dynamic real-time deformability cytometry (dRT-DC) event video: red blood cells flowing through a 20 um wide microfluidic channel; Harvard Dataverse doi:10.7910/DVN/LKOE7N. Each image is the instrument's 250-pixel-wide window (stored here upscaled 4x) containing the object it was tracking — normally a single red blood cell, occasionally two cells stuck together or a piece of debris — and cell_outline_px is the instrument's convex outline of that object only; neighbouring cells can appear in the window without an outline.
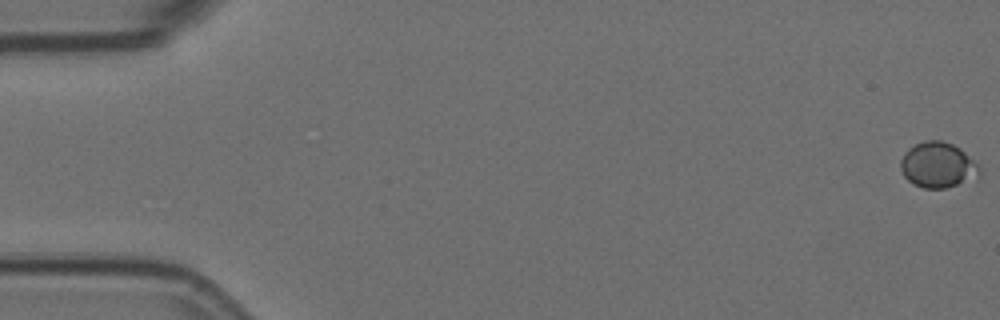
{"species": "Egyptian fruit bat (a non-hibernating species)", "species_latin": "Rousettus aegyptiacus", "temperature_condition": "room temperature", "stored_images_in_passage": 57, "camera_frame_rate_fps": 3000, "um_per_image_px": 0.085, "animal": {"sex": "female"}, "frame": {"image": 1, "passage_image": 1, "time_ms": 0.0, "image_size_px": [1000, 320], "cell_outline_px": [[980, 172], [976, 180], [944, 188], [924, 188], [908, 180], [904, 176], [900, 168], [900, 160], [904, 152], [908, 148], [924, 140], [940, 140], [952, 144], [960, 148], [980, 168]], "centroid_in_image_um": [79.71, 14.03], "position_along_channel_um": 5.3, "area_um2": 20.92}}
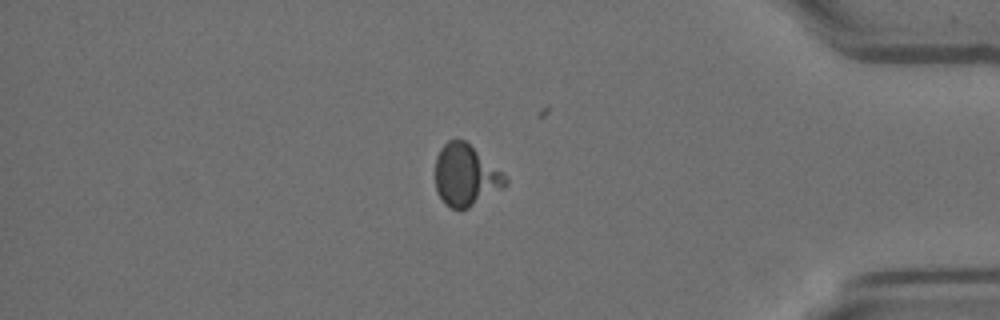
{"frame": {"image": 2, "passage_image": 49, "time_ms": 16.0, "image_size_px": [1000, 320], "cell_outline_px": [[508, 184], [468, 208], [460, 212], [444, 204], [436, 192], [436, 156], [440, 148], [448, 140], [464, 140], [504, 172], [508, 180]], "centroid_in_image_um": [39.57, 14.92], "position_along_channel_um": 395.6, "area_um2": 25.2}}
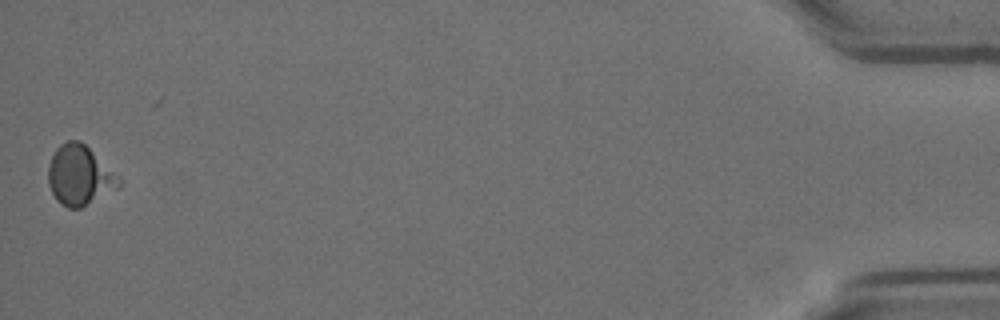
{"frame": {"image": 3, "passage_image": 57, "time_ms": 18.667, "image_size_px": [1000, 320], "cell_outline_px": [[120, 184], [80, 208], [68, 208], [60, 204], [56, 200], [48, 184], [48, 168], [52, 156], [56, 148], [60, 144], [68, 140], [80, 140], [120, 180]], "centroid_in_image_um": [6.66, 14.9], "position_along_channel_um": 428.5, "area_um2": 23.64}}